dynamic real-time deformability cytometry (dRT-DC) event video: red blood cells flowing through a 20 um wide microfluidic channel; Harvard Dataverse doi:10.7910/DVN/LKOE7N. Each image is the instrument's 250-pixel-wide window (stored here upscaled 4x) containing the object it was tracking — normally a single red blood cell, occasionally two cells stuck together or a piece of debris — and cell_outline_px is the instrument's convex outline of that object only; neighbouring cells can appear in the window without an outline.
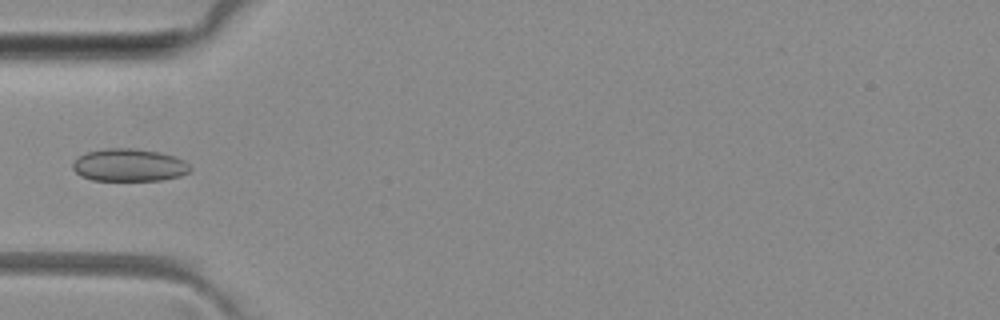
{"species": "common noctule bat (a hibernating species)", "species_latin": "Nyctalus noctula", "temperature_condition": "room temperature", "stored_images_in_passage": 5, "camera_frame_rate_fps": 3000, "um_per_image_px": 0.085, "animal": {"sex": "female", "body_mass_g": 29.2, "forearm_length_mm": 56.3}, "frame": {"image": 1, "passage_image": 4, "time_ms": 3.667, "image_size_px": [1000, 320], "cell_outline_px": [[192, 168], [188, 172], [180, 176], [160, 180], [92, 180], [80, 176], [72, 168], [72, 164], [80, 156], [88, 152], [104, 148], [136, 148], [160, 152], [176, 156], [184, 160]], "centroid_in_image_um": [10.99, 14.03], "position_along_channel_um": 74.0, "area_um2": 22.37}}
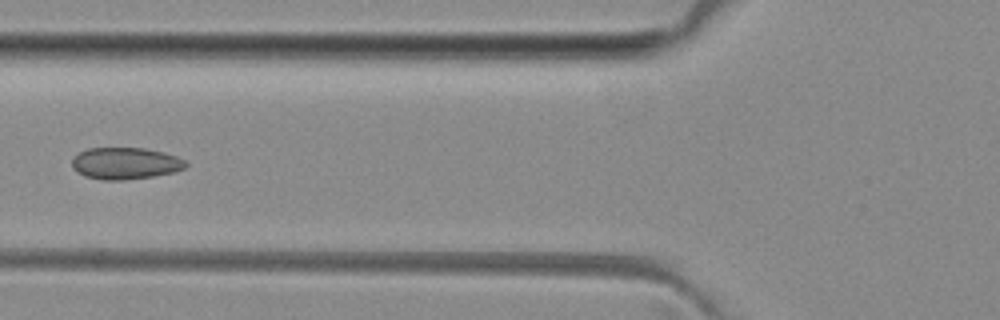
{"frame": {"image": 2, "passage_image": 5, "time_ms": 4.667, "image_size_px": [1000, 320], "cell_outline_px": [[188, 164], [184, 168], [176, 172], [152, 176], [124, 180], [100, 180], [84, 176], [72, 168], [72, 156], [88, 148], [144, 148], [164, 152], [176, 156], [184, 160]], "centroid_in_image_um": [10.63, 13.89], "position_along_channel_um": 115.2, "area_um2": 21.21}}